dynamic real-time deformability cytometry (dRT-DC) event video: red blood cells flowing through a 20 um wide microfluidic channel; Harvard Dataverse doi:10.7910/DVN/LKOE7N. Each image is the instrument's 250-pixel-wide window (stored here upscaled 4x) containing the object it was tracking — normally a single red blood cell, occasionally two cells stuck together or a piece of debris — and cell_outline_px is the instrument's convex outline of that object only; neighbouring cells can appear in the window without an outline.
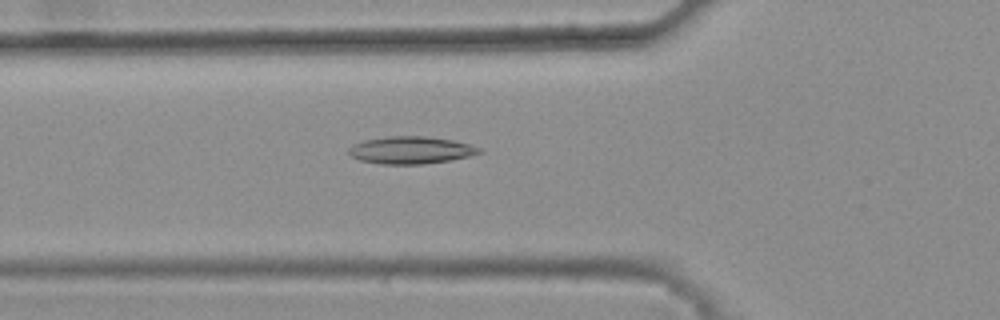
{"species": "common noctule bat (a hibernating species)", "species_latin": "Nyctalus noctula", "temperature_condition": "warm", "stored_images_in_passage": 48, "camera_frame_rate_fps": 3000, "um_per_image_px": 0.085, "animal": {"sex": "female", "body_mass_g": 25.1}, "frame": {"image": 1, "passage_image": 19, "time_ms": 6.0, "image_size_px": [1000, 320], "cell_outline_px": [[484, 152], [452, 160], [424, 164], [380, 164], [360, 160], [348, 156], [348, 148], [352, 144], [364, 140], [388, 136], [424, 136], [452, 140], [468, 144], [480, 148]], "centroid_in_image_um": [34.87, 12.76], "position_along_channel_um": 90.9, "area_um2": 20.92}}
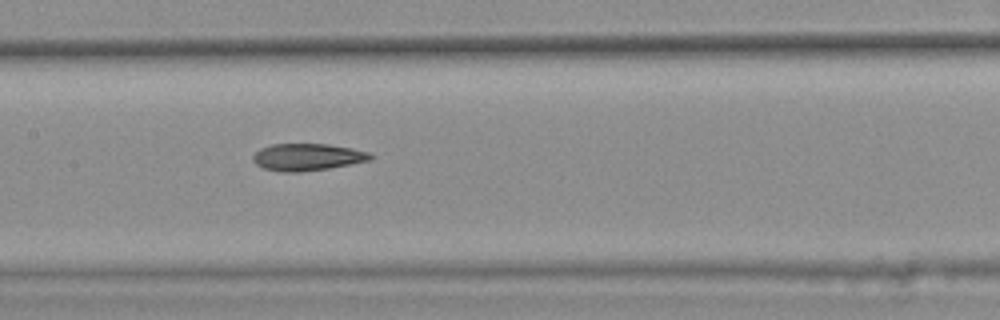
{"frame": {"image": 2, "passage_image": 26, "time_ms": 8.333, "image_size_px": [1000, 320], "cell_outline_px": [[376, 156], [372, 160], [328, 168], [300, 172], [280, 172], [264, 168], [256, 164], [252, 160], [252, 156], [260, 148], [272, 144], [328, 144], [352, 148], [368, 152]], "centroid_in_image_um": [26.14, 13.35], "position_along_channel_um": 181.3, "area_um2": 18.61}}
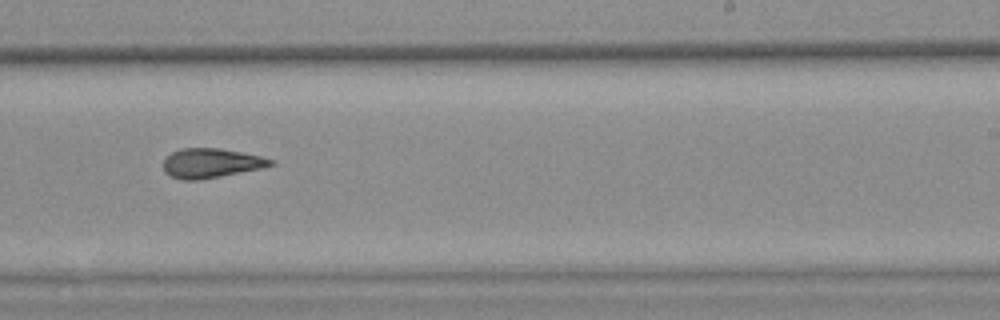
{"frame": {"image": 3, "passage_image": 33, "time_ms": 10.667, "image_size_px": [1000, 320], "cell_outline_px": [[276, 164], [264, 168], [200, 180], [184, 180], [172, 176], [164, 172], [164, 160], [172, 152], [180, 148], [220, 148], [260, 156], [276, 160]], "centroid_in_image_um": [17.99, 13.87], "position_along_channel_um": 271.0, "area_um2": 18.5}, "authors_computed_cell_mechanics": {"area_um2": 18.8428, "velocity_mm_per_s": 3.8569, "shape_relaxation_time_tau1_ms": null, "shape_relaxation_time_tau2_ms": 3.1956, "deformation_change_tau1": null, "deformation_change_tau2": 0.1145}}